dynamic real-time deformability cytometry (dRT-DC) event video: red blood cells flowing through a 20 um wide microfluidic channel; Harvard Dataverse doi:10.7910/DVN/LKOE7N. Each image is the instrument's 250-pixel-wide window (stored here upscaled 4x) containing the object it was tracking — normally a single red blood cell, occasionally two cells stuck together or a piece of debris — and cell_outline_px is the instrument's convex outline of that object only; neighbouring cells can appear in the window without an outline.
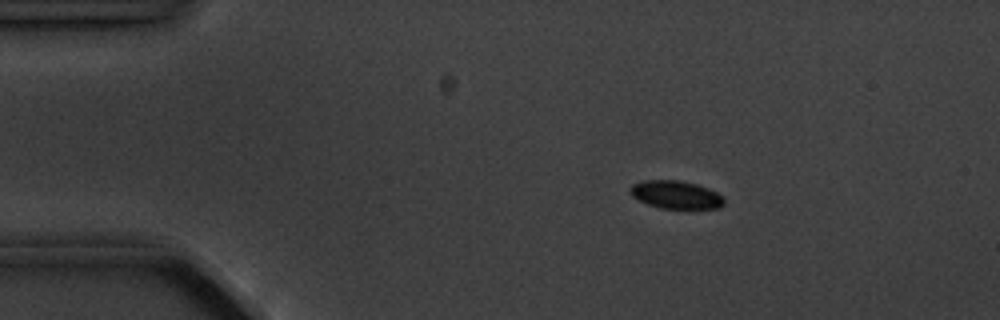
{"species": "common noctule bat (a hibernating species)", "species_latin": "Nyctalus noctula", "temperature_condition": "cold", "stored_images_in_passage": 4, "camera_frame_rate_fps": 3000, "um_per_image_px": 0.085, "animal": {"sex": "male", "body_mass_g": 20.1, "forearm_length_mm": 53.5}, "frame": {"image": 1, "passage_image": 2, "time_ms": 1.0, "image_size_px": [1000, 320], "cell_outline_px": [[724, 204], [720, 208], [660, 208], [648, 204], [632, 196], [628, 192], [632, 184], [644, 180], [680, 180], [696, 184], [708, 188], [724, 196]], "centroid_in_image_um": [57.45, 16.54], "position_along_channel_um": 27.5, "area_um2": 15.32}}
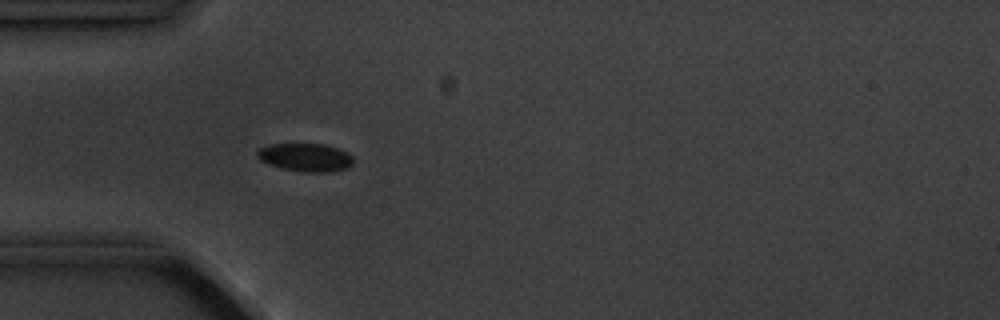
{"frame": {"image": 2, "passage_image": 4, "time_ms": 3.333, "image_size_px": [1000, 320], "cell_outline_px": [[352, 164], [348, 168], [332, 172], [304, 172], [280, 168], [260, 160], [256, 156], [256, 152], [260, 148], [268, 144], [324, 144], [336, 148], [352, 156]], "centroid_in_image_um": [25.94, 13.38], "position_along_channel_um": 59.1, "area_um2": 15.72}}